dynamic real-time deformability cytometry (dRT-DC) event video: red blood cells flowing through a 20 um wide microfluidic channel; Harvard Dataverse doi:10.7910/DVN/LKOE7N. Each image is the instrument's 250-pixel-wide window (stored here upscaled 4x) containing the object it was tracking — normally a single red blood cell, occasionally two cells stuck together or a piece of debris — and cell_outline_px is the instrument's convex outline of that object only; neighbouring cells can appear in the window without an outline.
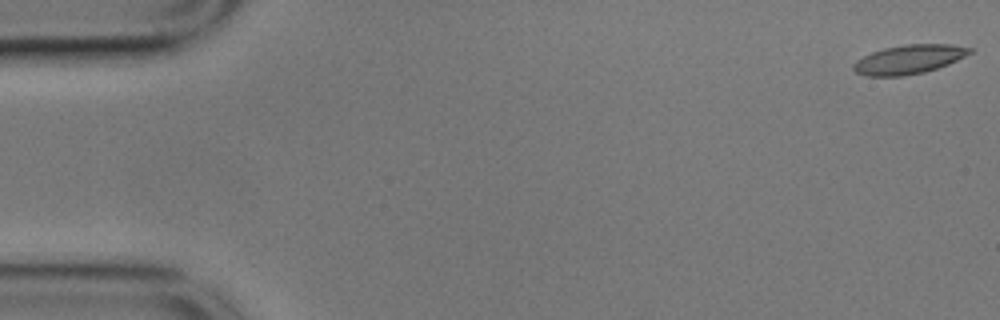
{"species": "common noctule bat (a hibernating species)", "species_latin": "Nyctalus noctula", "temperature_condition": "cold", "stored_images_in_passage": 18, "camera_frame_rate_fps": 3000, "um_per_image_px": 0.085, "animal": {"sex": "male", "body_mass_g": 17.9}, "frame": {"image": 1, "passage_image": 1, "time_ms": 0.0, "image_size_px": [1000, 320], "cell_outline_px": [[976, 48], [972, 52], [948, 64], [924, 72], [904, 76], [868, 76], [856, 72], [852, 68], [852, 64], [856, 60], [872, 52], [884, 48], [908, 44], [948, 44]], "centroid_in_image_um": [77.26, 5.04], "position_along_channel_um": 7.7, "area_um2": 19.59}}
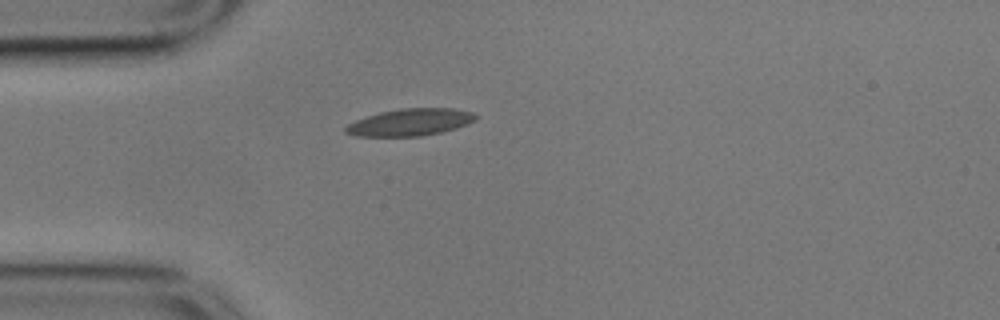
{"frame": {"image": 2, "passage_image": 15, "time_ms": 4.667, "image_size_px": [1000, 320], "cell_outline_px": [[480, 116], [476, 120], [468, 124], [456, 128], [440, 132], [420, 136], [356, 136], [344, 132], [344, 128], [348, 124], [356, 120], [380, 112], [400, 108], [452, 108], [472, 112]], "centroid_in_image_um": [34.89, 10.38], "position_along_channel_um": 50.1, "area_um2": 20.52}}